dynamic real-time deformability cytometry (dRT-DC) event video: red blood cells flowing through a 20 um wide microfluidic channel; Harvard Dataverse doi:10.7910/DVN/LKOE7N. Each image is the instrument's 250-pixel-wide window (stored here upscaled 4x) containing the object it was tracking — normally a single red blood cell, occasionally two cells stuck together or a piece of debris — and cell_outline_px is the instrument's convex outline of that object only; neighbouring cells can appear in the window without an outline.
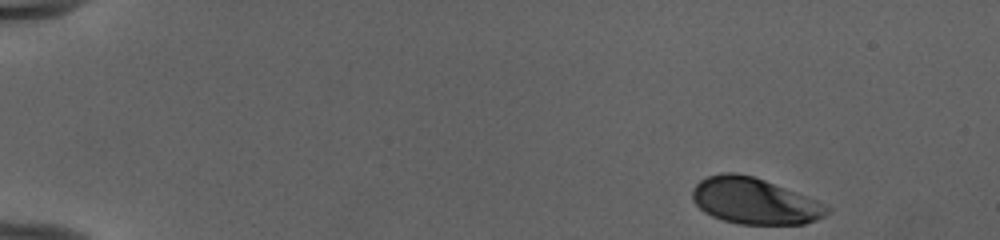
{"species": "human", "species_latin": "Homo sapiens", "temperature_condition": "cold", "stored_images_in_passage": 48, "camera_frame_rate_fps": 3000, "um_per_image_px": 0.085, "donor": {"sex": "female"}, "frame": {"image": 1, "passage_image": 1, "time_ms": 0.0, "image_size_px": [1000, 240], "cell_outline_px": [[832, 208], [824, 216], [816, 220], [804, 224], [740, 224], [724, 220], [712, 216], [704, 212], [692, 200], [692, 188], [700, 180], [708, 176], [720, 172], [736, 172], [752, 176], [764, 180], [816, 200]], "centroid_in_image_um": [64.1, 17.08], "position_along_channel_um": 20.9, "area_um2": 36.07}}
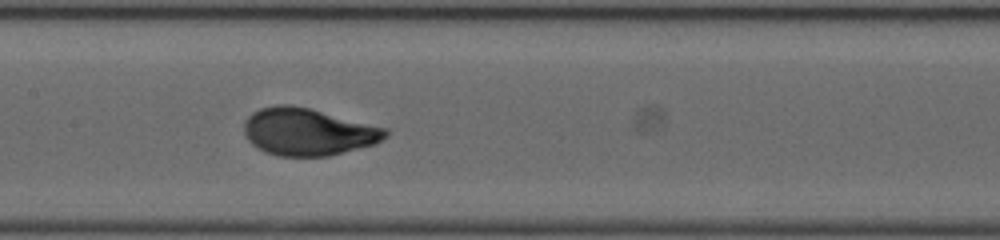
{"frame": {"image": 2, "passage_image": 23, "time_ms": 7.333, "image_size_px": [1000, 240], "cell_outline_px": [[388, 136], [372, 144], [328, 156], [280, 156], [264, 152], [252, 144], [244, 136], [244, 120], [252, 112], [260, 108], [276, 104], [292, 104], [388, 128]], "centroid_in_image_um": [26.13, 11.19], "position_along_channel_um": 181.3, "area_um2": 38.9}}
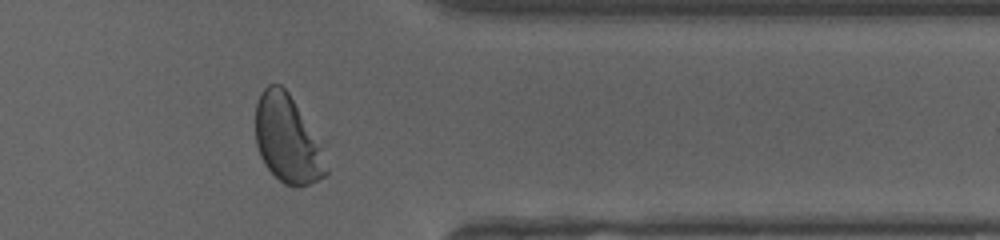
{"frame": {"image": 3, "passage_image": 39, "time_ms": 12.667, "image_size_px": [1000, 240], "cell_outline_px": [[328, 172], [324, 176], [300, 188], [296, 188], [284, 184], [264, 164], [260, 156], [256, 144], [256, 104], [260, 92], [268, 84], [280, 84], [288, 92], [320, 148], [328, 168]], "centroid_in_image_um": [24.37, 11.86], "position_along_channel_um": 387.0, "area_um2": 35.08}, "authors_computed_cell_mechanics": {"area_um2": 38.0324, "velocity_mm_per_s": 3.9641, "shape_relaxation_time_tau1_ms": 2.7578, "shape_relaxation_time_tau2_ms": null, "deformation_change_tau1": 0.1665, "deformation_change_tau2": null}}